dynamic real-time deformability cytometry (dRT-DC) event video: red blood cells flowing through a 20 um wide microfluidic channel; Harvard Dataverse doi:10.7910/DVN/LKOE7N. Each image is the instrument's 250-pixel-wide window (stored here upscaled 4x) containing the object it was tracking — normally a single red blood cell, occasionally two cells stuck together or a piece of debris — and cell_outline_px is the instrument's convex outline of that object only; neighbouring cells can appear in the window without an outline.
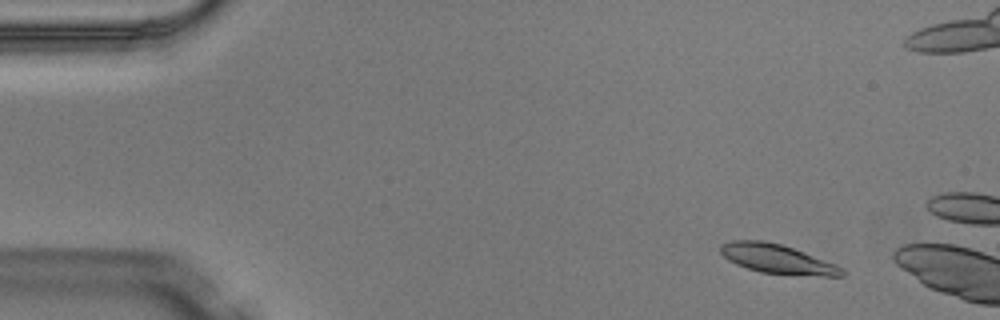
{"species": "Egyptian fruit bat (a non-hibernating species)", "species_latin": "Rousettus aegyptiacus", "temperature_condition": "warm", "stored_images_in_passage": 3, "camera_frame_rate_fps": 3000, "um_per_image_px": 0.085, "animal": {"sex": "male"}, "frame": {"image": 1, "passage_image": 2, "time_ms": 0.333, "image_size_px": [1000, 320], "cell_outline_px": [[844, 276], [824, 276], [760, 272], [736, 264], [728, 260], [720, 252], [720, 244], [732, 240], [764, 240], [780, 244], [804, 252], [836, 264], [844, 272]], "centroid_in_image_um": [66.03, 22.0], "position_along_channel_um": 19.0, "area_um2": 20.4}}